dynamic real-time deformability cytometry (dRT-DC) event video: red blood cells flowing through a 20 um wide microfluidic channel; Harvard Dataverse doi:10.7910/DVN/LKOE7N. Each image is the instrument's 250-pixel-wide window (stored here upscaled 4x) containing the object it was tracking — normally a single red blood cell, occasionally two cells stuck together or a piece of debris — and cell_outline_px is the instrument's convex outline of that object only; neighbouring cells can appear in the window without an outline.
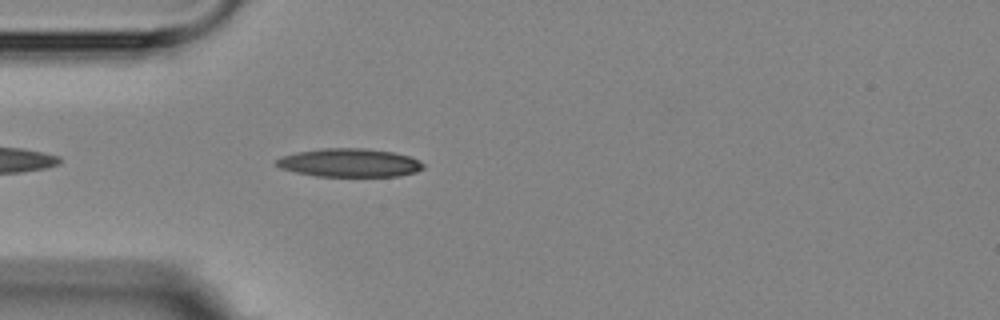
{"species": "Egyptian fruit bat (a non-hibernating species)", "species_latin": "Rousettus aegyptiacus", "temperature_condition": "room temperature", "stored_images_in_passage": 1, "camera_frame_rate_fps": 3000, "um_per_image_px": 0.085, "animal": {"sex": "female"}, "frame": {"image": 1, "passage_image": 1, "time_ms": 0.0, "image_size_px": [1000, 320], "cell_outline_px": [[424, 168], [416, 172], [400, 176], [316, 176], [296, 172], [280, 168], [276, 164], [276, 160], [280, 156], [296, 152], [324, 148], [364, 148], [392, 152], [408, 156], [420, 160], [424, 164]], "centroid_in_image_um": [29.71, 13.83], "position_along_channel_um": 55.3, "area_um2": 24.33}}